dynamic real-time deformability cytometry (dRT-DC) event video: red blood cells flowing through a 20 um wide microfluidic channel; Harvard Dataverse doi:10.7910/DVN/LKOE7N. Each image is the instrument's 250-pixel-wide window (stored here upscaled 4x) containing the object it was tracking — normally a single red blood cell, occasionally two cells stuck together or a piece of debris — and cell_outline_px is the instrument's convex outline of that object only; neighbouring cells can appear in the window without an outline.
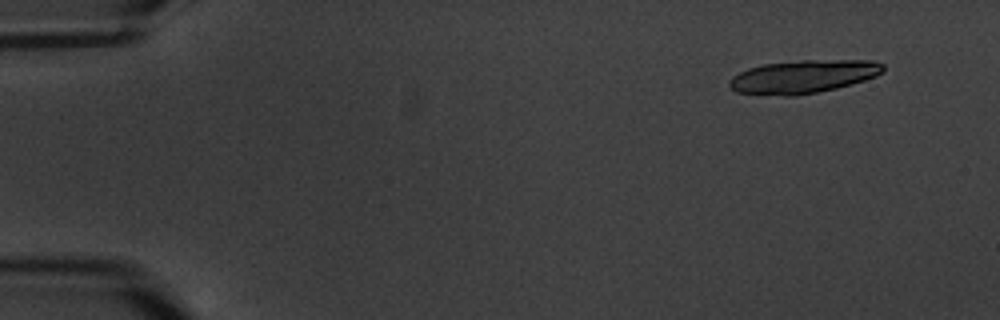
{"species": "common noctule bat (a hibernating species)", "species_latin": "Nyctalus noctula", "temperature_condition": "warm", "stored_images_in_passage": 7, "camera_frame_rate_fps": 3000, "um_per_image_px": 0.085, "animal": {"sex": "male", "body_mass_g": 20.1, "forearm_length_mm": 53.5}, "frame": {"image": 1, "passage_image": 2, "time_ms": 1.333, "image_size_px": [1000, 320], "cell_outline_px": [[884, 72], [876, 76], [864, 80], [836, 88], [796, 96], [784, 96], [736, 92], [728, 84], [728, 80], [732, 76], [748, 68], [764, 64], [800, 60], [876, 60], [884, 64]], "centroid_in_image_um": [68.29, 6.5], "position_along_channel_um": 16.7, "area_um2": 29.77}}